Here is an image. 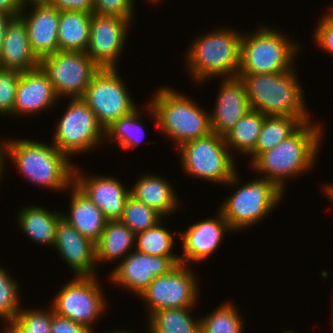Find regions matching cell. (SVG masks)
<instances>
[{
	"instance_id": "6da1fadb",
	"label": "cell",
	"mask_w": 333,
	"mask_h": 333,
	"mask_svg": "<svg viewBox=\"0 0 333 333\" xmlns=\"http://www.w3.org/2000/svg\"><path fill=\"white\" fill-rule=\"evenodd\" d=\"M311 122L303 123L287 139L251 162L257 172L265 174L263 178L273 182L283 193L284 181L312 169L316 160L323 132L322 125Z\"/></svg>"
},
{
	"instance_id": "7a4b0ae2",
	"label": "cell",
	"mask_w": 333,
	"mask_h": 333,
	"mask_svg": "<svg viewBox=\"0 0 333 333\" xmlns=\"http://www.w3.org/2000/svg\"><path fill=\"white\" fill-rule=\"evenodd\" d=\"M292 70L276 74H238L252 110L266 116H292L311 121L301 85ZM310 117V118H309Z\"/></svg>"
},
{
	"instance_id": "3957f363",
	"label": "cell",
	"mask_w": 333,
	"mask_h": 333,
	"mask_svg": "<svg viewBox=\"0 0 333 333\" xmlns=\"http://www.w3.org/2000/svg\"><path fill=\"white\" fill-rule=\"evenodd\" d=\"M7 155L33 185L55 191L69 189L74 182V167L65 153L53 144L26 139H7Z\"/></svg>"
},
{
	"instance_id": "277c9868",
	"label": "cell",
	"mask_w": 333,
	"mask_h": 333,
	"mask_svg": "<svg viewBox=\"0 0 333 333\" xmlns=\"http://www.w3.org/2000/svg\"><path fill=\"white\" fill-rule=\"evenodd\" d=\"M155 93L147 111L159 130L175 142V147L212 132L209 112L202 110L194 100L166 86Z\"/></svg>"
},
{
	"instance_id": "5b68a950",
	"label": "cell",
	"mask_w": 333,
	"mask_h": 333,
	"mask_svg": "<svg viewBox=\"0 0 333 333\" xmlns=\"http://www.w3.org/2000/svg\"><path fill=\"white\" fill-rule=\"evenodd\" d=\"M242 34L222 28L199 36L186 52V65L193 80L202 82L212 77H237Z\"/></svg>"
},
{
	"instance_id": "8992f818",
	"label": "cell",
	"mask_w": 333,
	"mask_h": 333,
	"mask_svg": "<svg viewBox=\"0 0 333 333\" xmlns=\"http://www.w3.org/2000/svg\"><path fill=\"white\" fill-rule=\"evenodd\" d=\"M243 35L238 74H276L293 69L299 46L282 32L262 26L254 34Z\"/></svg>"
},
{
	"instance_id": "52a82bcc",
	"label": "cell",
	"mask_w": 333,
	"mask_h": 333,
	"mask_svg": "<svg viewBox=\"0 0 333 333\" xmlns=\"http://www.w3.org/2000/svg\"><path fill=\"white\" fill-rule=\"evenodd\" d=\"M177 149L181 154V167L187 175L231 186L239 184L233 155L224 136L212 131L181 144Z\"/></svg>"
},
{
	"instance_id": "ba28073f",
	"label": "cell",
	"mask_w": 333,
	"mask_h": 333,
	"mask_svg": "<svg viewBox=\"0 0 333 333\" xmlns=\"http://www.w3.org/2000/svg\"><path fill=\"white\" fill-rule=\"evenodd\" d=\"M284 193L266 178L253 179L235 191L218 209L234 230L252 227L280 203Z\"/></svg>"
},
{
	"instance_id": "9c48e42d",
	"label": "cell",
	"mask_w": 333,
	"mask_h": 333,
	"mask_svg": "<svg viewBox=\"0 0 333 333\" xmlns=\"http://www.w3.org/2000/svg\"><path fill=\"white\" fill-rule=\"evenodd\" d=\"M81 99L95 113L104 130L137 109L117 68H100Z\"/></svg>"
},
{
	"instance_id": "30bf717a",
	"label": "cell",
	"mask_w": 333,
	"mask_h": 333,
	"mask_svg": "<svg viewBox=\"0 0 333 333\" xmlns=\"http://www.w3.org/2000/svg\"><path fill=\"white\" fill-rule=\"evenodd\" d=\"M68 99L67 110L57 122L53 145L70 157L99 146L98 143L105 139V130L81 98Z\"/></svg>"
},
{
	"instance_id": "8fae6325",
	"label": "cell",
	"mask_w": 333,
	"mask_h": 333,
	"mask_svg": "<svg viewBox=\"0 0 333 333\" xmlns=\"http://www.w3.org/2000/svg\"><path fill=\"white\" fill-rule=\"evenodd\" d=\"M39 66L47 74L58 98H81L100 69L86 52L73 51H56L42 58Z\"/></svg>"
},
{
	"instance_id": "7c38bea8",
	"label": "cell",
	"mask_w": 333,
	"mask_h": 333,
	"mask_svg": "<svg viewBox=\"0 0 333 333\" xmlns=\"http://www.w3.org/2000/svg\"><path fill=\"white\" fill-rule=\"evenodd\" d=\"M102 292L96 276H76L56 294L51 307L56 314L93 332L92 323L107 308Z\"/></svg>"
},
{
	"instance_id": "4fadbf2b",
	"label": "cell",
	"mask_w": 333,
	"mask_h": 333,
	"mask_svg": "<svg viewBox=\"0 0 333 333\" xmlns=\"http://www.w3.org/2000/svg\"><path fill=\"white\" fill-rule=\"evenodd\" d=\"M196 282L189 267L180 263L167 274L155 277L139 298L145 300L148 316L161 309L195 307L198 297Z\"/></svg>"
},
{
	"instance_id": "5bb4252c",
	"label": "cell",
	"mask_w": 333,
	"mask_h": 333,
	"mask_svg": "<svg viewBox=\"0 0 333 333\" xmlns=\"http://www.w3.org/2000/svg\"><path fill=\"white\" fill-rule=\"evenodd\" d=\"M130 22L116 16L92 14L86 54L100 68H117Z\"/></svg>"
},
{
	"instance_id": "9a60e30c",
	"label": "cell",
	"mask_w": 333,
	"mask_h": 333,
	"mask_svg": "<svg viewBox=\"0 0 333 333\" xmlns=\"http://www.w3.org/2000/svg\"><path fill=\"white\" fill-rule=\"evenodd\" d=\"M28 5L33 9L29 14L24 15ZM19 17L26 25L30 48L39 61L59 51L60 11L50 6L45 0H26Z\"/></svg>"
},
{
	"instance_id": "2e32d148",
	"label": "cell",
	"mask_w": 333,
	"mask_h": 333,
	"mask_svg": "<svg viewBox=\"0 0 333 333\" xmlns=\"http://www.w3.org/2000/svg\"><path fill=\"white\" fill-rule=\"evenodd\" d=\"M176 265L168 258L138 251L129 253L114 268L111 281L139 296L155 277L167 274Z\"/></svg>"
},
{
	"instance_id": "e0dca14e",
	"label": "cell",
	"mask_w": 333,
	"mask_h": 333,
	"mask_svg": "<svg viewBox=\"0 0 333 333\" xmlns=\"http://www.w3.org/2000/svg\"><path fill=\"white\" fill-rule=\"evenodd\" d=\"M73 184L95 203L107 220H119L131 195L120 180L111 176H84L74 168Z\"/></svg>"
},
{
	"instance_id": "ac0fdd59",
	"label": "cell",
	"mask_w": 333,
	"mask_h": 333,
	"mask_svg": "<svg viewBox=\"0 0 333 333\" xmlns=\"http://www.w3.org/2000/svg\"><path fill=\"white\" fill-rule=\"evenodd\" d=\"M227 231L232 229L219 211L216 218L198 221L185 232H178L183 239L181 264L187 265L189 261L198 263L209 258L219 248Z\"/></svg>"
},
{
	"instance_id": "d6986e66",
	"label": "cell",
	"mask_w": 333,
	"mask_h": 333,
	"mask_svg": "<svg viewBox=\"0 0 333 333\" xmlns=\"http://www.w3.org/2000/svg\"><path fill=\"white\" fill-rule=\"evenodd\" d=\"M54 248L76 273L75 276H95V243L81 235L65 219L61 218L56 226Z\"/></svg>"
},
{
	"instance_id": "ffe728a7",
	"label": "cell",
	"mask_w": 333,
	"mask_h": 333,
	"mask_svg": "<svg viewBox=\"0 0 333 333\" xmlns=\"http://www.w3.org/2000/svg\"><path fill=\"white\" fill-rule=\"evenodd\" d=\"M210 114L211 131L224 136L250 110L244 83L239 77L224 78Z\"/></svg>"
},
{
	"instance_id": "44dd1931",
	"label": "cell",
	"mask_w": 333,
	"mask_h": 333,
	"mask_svg": "<svg viewBox=\"0 0 333 333\" xmlns=\"http://www.w3.org/2000/svg\"><path fill=\"white\" fill-rule=\"evenodd\" d=\"M58 99L51 81L40 66L21 72L12 115L39 113L50 109Z\"/></svg>"
},
{
	"instance_id": "7402d4cb",
	"label": "cell",
	"mask_w": 333,
	"mask_h": 333,
	"mask_svg": "<svg viewBox=\"0 0 333 333\" xmlns=\"http://www.w3.org/2000/svg\"><path fill=\"white\" fill-rule=\"evenodd\" d=\"M39 62L30 48L24 21L13 18L6 28L0 51V68L25 72L39 67Z\"/></svg>"
},
{
	"instance_id": "603a6c76",
	"label": "cell",
	"mask_w": 333,
	"mask_h": 333,
	"mask_svg": "<svg viewBox=\"0 0 333 333\" xmlns=\"http://www.w3.org/2000/svg\"><path fill=\"white\" fill-rule=\"evenodd\" d=\"M72 187V188H71ZM70 187V212L62 213V218L72 225L81 235L96 243L103 233L107 219L100 208L93 203L74 184Z\"/></svg>"
},
{
	"instance_id": "cb8c5ba5",
	"label": "cell",
	"mask_w": 333,
	"mask_h": 333,
	"mask_svg": "<svg viewBox=\"0 0 333 333\" xmlns=\"http://www.w3.org/2000/svg\"><path fill=\"white\" fill-rule=\"evenodd\" d=\"M130 191L137 201L145 203L162 216H168L180 204L171 184L154 173L141 176Z\"/></svg>"
},
{
	"instance_id": "d4e9b609",
	"label": "cell",
	"mask_w": 333,
	"mask_h": 333,
	"mask_svg": "<svg viewBox=\"0 0 333 333\" xmlns=\"http://www.w3.org/2000/svg\"><path fill=\"white\" fill-rule=\"evenodd\" d=\"M62 213L51 212L42 206H25L18 213V223L22 232L35 243L54 246L56 226Z\"/></svg>"
},
{
	"instance_id": "484cf974",
	"label": "cell",
	"mask_w": 333,
	"mask_h": 333,
	"mask_svg": "<svg viewBox=\"0 0 333 333\" xmlns=\"http://www.w3.org/2000/svg\"><path fill=\"white\" fill-rule=\"evenodd\" d=\"M92 13L60 11L58 25L59 51L86 52Z\"/></svg>"
},
{
	"instance_id": "4316f807",
	"label": "cell",
	"mask_w": 333,
	"mask_h": 333,
	"mask_svg": "<svg viewBox=\"0 0 333 333\" xmlns=\"http://www.w3.org/2000/svg\"><path fill=\"white\" fill-rule=\"evenodd\" d=\"M134 242L135 233L123 222L120 220H107L100 239L95 243L96 263L116 261L123 255L126 257L129 252H132L131 249L135 246Z\"/></svg>"
},
{
	"instance_id": "83f0119b",
	"label": "cell",
	"mask_w": 333,
	"mask_h": 333,
	"mask_svg": "<svg viewBox=\"0 0 333 333\" xmlns=\"http://www.w3.org/2000/svg\"><path fill=\"white\" fill-rule=\"evenodd\" d=\"M193 308H167L152 312L147 320L149 333H200V320L190 315Z\"/></svg>"
},
{
	"instance_id": "f1b7e54d",
	"label": "cell",
	"mask_w": 333,
	"mask_h": 333,
	"mask_svg": "<svg viewBox=\"0 0 333 333\" xmlns=\"http://www.w3.org/2000/svg\"><path fill=\"white\" fill-rule=\"evenodd\" d=\"M304 122L298 117L271 115L265 116L255 148L249 154L253 162L261 153L274 148L287 139Z\"/></svg>"
},
{
	"instance_id": "f546056e",
	"label": "cell",
	"mask_w": 333,
	"mask_h": 333,
	"mask_svg": "<svg viewBox=\"0 0 333 333\" xmlns=\"http://www.w3.org/2000/svg\"><path fill=\"white\" fill-rule=\"evenodd\" d=\"M259 111L250 110L225 135L224 140L229 149H236L247 156L255 148L265 119Z\"/></svg>"
},
{
	"instance_id": "4dcf8cb0",
	"label": "cell",
	"mask_w": 333,
	"mask_h": 333,
	"mask_svg": "<svg viewBox=\"0 0 333 333\" xmlns=\"http://www.w3.org/2000/svg\"><path fill=\"white\" fill-rule=\"evenodd\" d=\"M157 225L135 234V250L152 256L168 257L175 265L181 263L180 256L173 254L174 236L171 231Z\"/></svg>"
},
{
	"instance_id": "1f68e13d",
	"label": "cell",
	"mask_w": 333,
	"mask_h": 333,
	"mask_svg": "<svg viewBox=\"0 0 333 333\" xmlns=\"http://www.w3.org/2000/svg\"><path fill=\"white\" fill-rule=\"evenodd\" d=\"M139 112L137 107L131 114L114 121L105 129V139L109 142L110 140L116 141L119 147L126 151L138 146L141 143V137L144 136L143 133H145L139 123V120H141Z\"/></svg>"
},
{
	"instance_id": "d6a6232c",
	"label": "cell",
	"mask_w": 333,
	"mask_h": 333,
	"mask_svg": "<svg viewBox=\"0 0 333 333\" xmlns=\"http://www.w3.org/2000/svg\"><path fill=\"white\" fill-rule=\"evenodd\" d=\"M232 302L214 309V312L200 318V333H242L243 319Z\"/></svg>"
},
{
	"instance_id": "836d02e7",
	"label": "cell",
	"mask_w": 333,
	"mask_h": 333,
	"mask_svg": "<svg viewBox=\"0 0 333 333\" xmlns=\"http://www.w3.org/2000/svg\"><path fill=\"white\" fill-rule=\"evenodd\" d=\"M162 217L160 213L130 195L119 220L136 234L157 225L163 221Z\"/></svg>"
},
{
	"instance_id": "e575fe53",
	"label": "cell",
	"mask_w": 333,
	"mask_h": 333,
	"mask_svg": "<svg viewBox=\"0 0 333 333\" xmlns=\"http://www.w3.org/2000/svg\"><path fill=\"white\" fill-rule=\"evenodd\" d=\"M52 307L49 311L20 310L8 328L10 333H51Z\"/></svg>"
},
{
	"instance_id": "d590c367",
	"label": "cell",
	"mask_w": 333,
	"mask_h": 333,
	"mask_svg": "<svg viewBox=\"0 0 333 333\" xmlns=\"http://www.w3.org/2000/svg\"><path fill=\"white\" fill-rule=\"evenodd\" d=\"M0 268V318L10 323L21 310L19 306V287L17 282Z\"/></svg>"
},
{
	"instance_id": "8d00e7d4",
	"label": "cell",
	"mask_w": 333,
	"mask_h": 333,
	"mask_svg": "<svg viewBox=\"0 0 333 333\" xmlns=\"http://www.w3.org/2000/svg\"><path fill=\"white\" fill-rule=\"evenodd\" d=\"M21 72L0 68V114H11L16 99L17 85Z\"/></svg>"
},
{
	"instance_id": "74e56055",
	"label": "cell",
	"mask_w": 333,
	"mask_h": 333,
	"mask_svg": "<svg viewBox=\"0 0 333 333\" xmlns=\"http://www.w3.org/2000/svg\"><path fill=\"white\" fill-rule=\"evenodd\" d=\"M93 2L95 14L133 20L134 0H93Z\"/></svg>"
},
{
	"instance_id": "f35d334b",
	"label": "cell",
	"mask_w": 333,
	"mask_h": 333,
	"mask_svg": "<svg viewBox=\"0 0 333 333\" xmlns=\"http://www.w3.org/2000/svg\"><path fill=\"white\" fill-rule=\"evenodd\" d=\"M316 44L333 55V11L321 18L314 31Z\"/></svg>"
},
{
	"instance_id": "ab89813d",
	"label": "cell",
	"mask_w": 333,
	"mask_h": 333,
	"mask_svg": "<svg viewBox=\"0 0 333 333\" xmlns=\"http://www.w3.org/2000/svg\"><path fill=\"white\" fill-rule=\"evenodd\" d=\"M51 333H92L82 324L56 314L52 309Z\"/></svg>"
},
{
	"instance_id": "60d3db41",
	"label": "cell",
	"mask_w": 333,
	"mask_h": 333,
	"mask_svg": "<svg viewBox=\"0 0 333 333\" xmlns=\"http://www.w3.org/2000/svg\"><path fill=\"white\" fill-rule=\"evenodd\" d=\"M58 11H81L94 13L93 0H45Z\"/></svg>"
},
{
	"instance_id": "b9f144b4",
	"label": "cell",
	"mask_w": 333,
	"mask_h": 333,
	"mask_svg": "<svg viewBox=\"0 0 333 333\" xmlns=\"http://www.w3.org/2000/svg\"><path fill=\"white\" fill-rule=\"evenodd\" d=\"M26 0H0V12L19 17Z\"/></svg>"
},
{
	"instance_id": "7bdbcfd3",
	"label": "cell",
	"mask_w": 333,
	"mask_h": 333,
	"mask_svg": "<svg viewBox=\"0 0 333 333\" xmlns=\"http://www.w3.org/2000/svg\"><path fill=\"white\" fill-rule=\"evenodd\" d=\"M12 19L13 17L11 15L0 12V51L2 49L3 40L6 34V28Z\"/></svg>"
},
{
	"instance_id": "ee69618b",
	"label": "cell",
	"mask_w": 333,
	"mask_h": 333,
	"mask_svg": "<svg viewBox=\"0 0 333 333\" xmlns=\"http://www.w3.org/2000/svg\"><path fill=\"white\" fill-rule=\"evenodd\" d=\"M2 146L0 144V180H1V175L3 174V169H4V162L6 161L5 158H8L7 156V140L1 142ZM4 153V154H3ZM5 159V160H4Z\"/></svg>"
},
{
	"instance_id": "f6af8a7d",
	"label": "cell",
	"mask_w": 333,
	"mask_h": 333,
	"mask_svg": "<svg viewBox=\"0 0 333 333\" xmlns=\"http://www.w3.org/2000/svg\"><path fill=\"white\" fill-rule=\"evenodd\" d=\"M323 190L325 191V195L327 194V197H329V199H332L331 201L333 202V185H325Z\"/></svg>"
},
{
	"instance_id": "bcb514c9",
	"label": "cell",
	"mask_w": 333,
	"mask_h": 333,
	"mask_svg": "<svg viewBox=\"0 0 333 333\" xmlns=\"http://www.w3.org/2000/svg\"><path fill=\"white\" fill-rule=\"evenodd\" d=\"M93 333H94V331H93ZM107 333H134V332L133 331H129V330L127 331L125 329L124 330H119L118 329L117 331L115 330V331H111V332H107Z\"/></svg>"
},
{
	"instance_id": "7dc6e473",
	"label": "cell",
	"mask_w": 333,
	"mask_h": 333,
	"mask_svg": "<svg viewBox=\"0 0 333 333\" xmlns=\"http://www.w3.org/2000/svg\"><path fill=\"white\" fill-rule=\"evenodd\" d=\"M282 333H297V332H294V331H290V330H288V331H284V332H282Z\"/></svg>"
},
{
	"instance_id": "c3c4849f",
	"label": "cell",
	"mask_w": 333,
	"mask_h": 333,
	"mask_svg": "<svg viewBox=\"0 0 333 333\" xmlns=\"http://www.w3.org/2000/svg\"><path fill=\"white\" fill-rule=\"evenodd\" d=\"M4 333H10V332L5 328V332Z\"/></svg>"
}]
</instances>
